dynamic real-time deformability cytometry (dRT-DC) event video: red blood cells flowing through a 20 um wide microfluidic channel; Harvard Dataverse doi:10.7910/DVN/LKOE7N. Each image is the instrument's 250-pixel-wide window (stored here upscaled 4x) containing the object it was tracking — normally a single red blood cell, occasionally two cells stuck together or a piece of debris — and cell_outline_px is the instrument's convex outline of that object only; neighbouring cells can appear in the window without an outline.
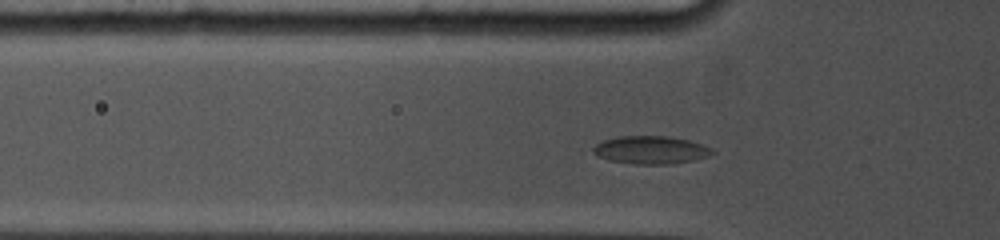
{"species": "common noctule bat (a hibernating species)", "species_latin": "Nyctalus noctula", "temperature_condition": "cold", "stored_images_in_passage": 16, "camera_frame_rate_fps": 5000, "um_per_image_px": 0.085, "animal": {"sex": "female", "body_mass_g": 19.0, "forearm_length_mm": 53.3}, "frame": {"image": 1, "passage_image": 6, "time_ms": 0.8, "image_size_px": [1000, 240], "cell_outline_px": [[716, 152], [708, 156], [692, 160], [668, 164], [632, 164], [608, 160], [596, 156], [592, 152], [592, 148], [596, 144], [604, 140], [616, 136], [668, 136], [688, 140], [712, 148]], "centroid_in_image_um": [55.27, 12.74], "position_along_channel_um": 70.5, "area_um2": 19.42}}
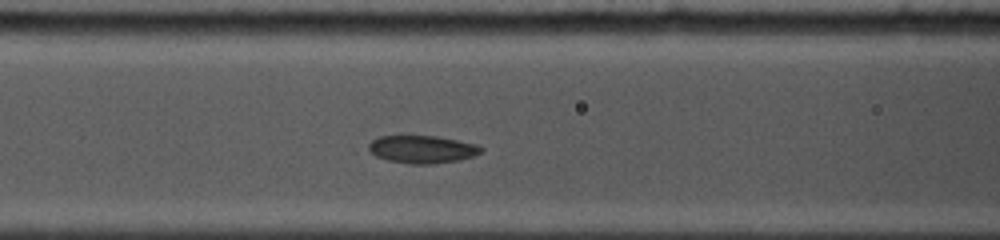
{"frame": {"image": 2, "passage_image": 13, "time_ms": 2.4, "image_size_px": [1000, 240], "cell_outline_px": [[484, 148], [476, 156], [460, 160], [432, 164], [412, 164], [388, 160], [376, 156], [368, 152], [368, 144], [372, 140], [380, 136], [436, 136], [476, 144]], "centroid_in_image_um": [35.88, 12.7], "position_along_channel_um": 130.7, "area_um2": 18.21}}
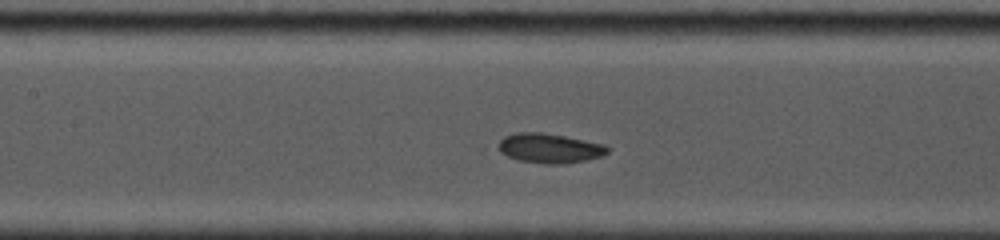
{"frame": {"image": 3, "passage_image": 16, "time_ms": 3.2, "image_size_px": [1000, 240], "cell_outline_px": [[608, 152], [600, 156], [584, 160], [564, 164], [544, 164], [520, 160], [508, 156], [500, 152], [500, 140], [504, 136], [516, 132], [540, 132], [564, 136], [608, 144]], "centroid_in_image_um": [46.74, 12.59], "position_along_channel_um": 160.7, "area_um2": 18.73}}